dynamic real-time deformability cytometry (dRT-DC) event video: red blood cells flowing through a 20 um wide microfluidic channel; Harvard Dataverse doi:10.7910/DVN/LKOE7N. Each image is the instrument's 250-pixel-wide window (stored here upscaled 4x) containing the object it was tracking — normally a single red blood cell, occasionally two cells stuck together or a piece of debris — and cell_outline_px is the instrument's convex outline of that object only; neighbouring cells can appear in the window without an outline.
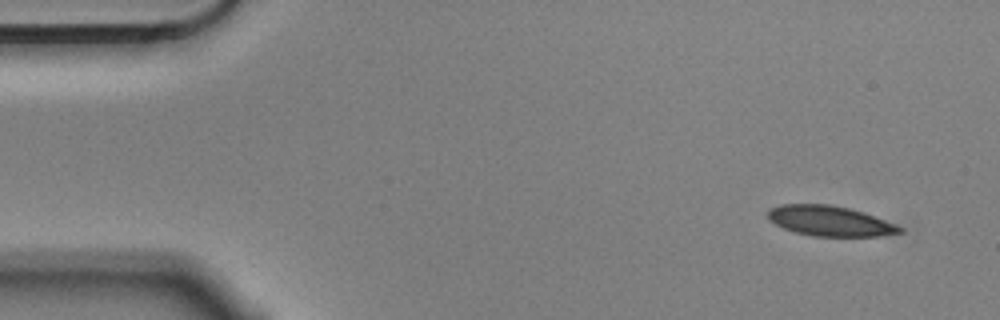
{"species": "Egyptian fruit bat (a non-hibernating species)", "species_latin": "Rousettus aegyptiacus", "temperature_condition": "cold", "stored_images_in_passage": 5, "camera_frame_rate_fps": 3000, "um_per_image_px": 0.085, "animal": {"sex": "male"}, "frame": {"image": 1, "passage_image": 1, "time_ms": 0.0, "image_size_px": [1000, 320], "cell_outline_px": [[904, 232], [880, 236], [812, 236], [796, 232], [784, 228], [768, 220], [768, 208], [780, 204], [828, 204], [848, 208], [864, 212], [896, 224], [904, 228]], "centroid_in_image_um": [70.55, 18.78], "position_along_channel_um": 14.5, "area_um2": 23.29}}